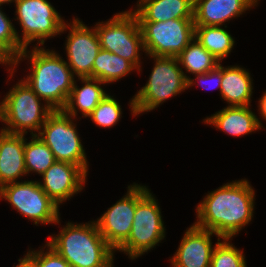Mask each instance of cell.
<instances>
[{"instance_id":"6da1fadb","label":"cell","mask_w":266,"mask_h":267,"mask_svg":"<svg viewBox=\"0 0 266 267\" xmlns=\"http://www.w3.org/2000/svg\"><path fill=\"white\" fill-rule=\"evenodd\" d=\"M254 194L246 179L222 185L197 205L194 225L212 231L218 239L232 238L252 220Z\"/></svg>"},{"instance_id":"7a4b0ae2","label":"cell","mask_w":266,"mask_h":267,"mask_svg":"<svg viewBox=\"0 0 266 267\" xmlns=\"http://www.w3.org/2000/svg\"><path fill=\"white\" fill-rule=\"evenodd\" d=\"M22 57L30 59L32 64L31 73L23 80L50 107L62 110L67 104L75 80L67 62L53 50L37 46L32 51L24 48L12 62L11 70H8L10 78L13 77L14 68L23 59Z\"/></svg>"},{"instance_id":"3957f363","label":"cell","mask_w":266,"mask_h":267,"mask_svg":"<svg viewBox=\"0 0 266 267\" xmlns=\"http://www.w3.org/2000/svg\"><path fill=\"white\" fill-rule=\"evenodd\" d=\"M58 235L48 237L54 248L71 267H113L114 250L100 234L95 221L68 222Z\"/></svg>"},{"instance_id":"277c9868","label":"cell","mask_w":266,"mask_h":267,"mask_svg":"<svg viewBox=\"0 0 266 267\" xmlns=\"http://www.w3.org/2000/svg\"><path fill=\"white\" fill-rule=\"evenodd\" d=\"M41 100L24 80L19 81L0 102V120L8 126L2 131L26 134V130H30L32 135H37L35 131L40 132L47 117L54 111L47 103L41 105Z\"/></svg>"},{"instance_id":"5b68a950","label":"cell","mask_w":266,"mask_h":267,"mask_svg":"<svg viewBox=\"0 0 266 267\" xmlns=\"http://www.w3.org/2000/svg\"><path fill=\"white\" fill-rule=\"evenodd\" d=\"M155 61L148 82L130 102L134 117L142 112H149L161 105L168 98L180 94L187 88V76L177 57L151 56Z\"/></svg>"},{"instance_id":"8992f818","label":"cell","mask_w":266,"mask_h":267,"mask_svg":"<svg viewBox=\"0 0 266 267\" xmlns=\"http://www.w3.org/2000/svg\"><path fill=\"white\" fill-rule=\"evenodd\" d=\"M155 197L146 186L136 184V211L130 236L118 249L132 260L154 248L165 238V227Z\"/></svg>"},{"instance_id":"52a82bcc","label":"cell","mask_w":266,"mask_h":267,"mask_svg":"<svg viewBox=\"0 0 266 267\" xmlns=\"http://www.w3.org/2000/svg\"><path fill=\"white\" fill-rule=\"evenodd\" d=\"M95 30L101 49L128 60L141 71L139 52L145 51L143 35L132 10L114 14L107 22L96 23Z\"/></svg>"},{"instance_id":"ba28073f","label":"cell","mask_w":266,"mask_h":267,"mask_svg":"<svg viewBox=\"0 0 266 267\" xmlns=\"http://www.w3.org/2000/svg\"><path fill=\"white\" fill-rule=\"evenodd\" d=\"M16 20L22 28L19 43L23 48L32 41H38L37 47L44 45L45 40L66 31V24L57 10L47 0H17ZM39 45V46H38Z\"/></svg>"},{"instance_id":"9c48e42d","label":"cell","mask_w":266,"mask_h":267,"mask_svg":"<svg viewBox=\"0 0 266 267\" xmlns=\"http://www.w3.org/2000/svg\"><path fill=\"white\" fill-rule=\"evenodd\" d=\"M71 119L63 110H54L37 135L50 148L56 161L78 165L88 173L86 153Z\"/></svg>"},{"instance_id":"30bf717a","label":"cell","mask_w":266,"mask_h":267,"mask_svg":"<svg viewBox=\"0 0 266 267\" xmlns=\"http://www.w3.org/2000/svg\"><path fill=\"white\" fill-rule=\"evenodd\" d=\"M146 55L177 57L194 39V18L139 21Z\"/></svg>"},{"instance_id":"8fae6325","label":"cell","mask_w":266,"mask_h":267,"mask_svg":"<svg viewBox=\"0 0 266 267\" xmlns=\"http://www.w3.org/2000/svg\"><path fill=\"white\" fill-rule=\"evenodd\" d=\"M0 198L7 200L34 224L59 223V205L40 187L38 181L13 182L0 188Z\"/></svg>"},{"instance_id":"7c38bea8","label":"cell","mask_w":266,"mask_h":267,"mask_svg":"<svg viewBox=\"0 0 266 267\" xmlns=\"http://www.w3.org/2000/svg\"><path fill=\"white\" fill-rule=\"evenodd\" d=\"M72 20L65 44L67 64L73 75L93 78V64L101 49L95 27L88 28L78 18Z\"/></svg>"},{"instance_id":"4fadbf2b","label":"cell","mask_w":266,"mask_h":267,"mask_svg":"<svg viewBox=\"0 0 266 267\" xmlns=\"http://www.w3.org/2000/svg\"><path fill=\"white\" fill-rule=\"evenodd\" d=\"M136 211V184L128 186L127 194L108 208L95 221L108 245L117 251L130 236Z\"/></svg>"},{"instance_id":"5bb4252c","label":"cell","mask_w":266,"mask_h":267,"mask_svg":"<svg viewBox=\"0 0 266 267\" xmlns=\"http://www.w3.org/2000/svg\"><path fill=\"white\" fill-rule=\"evenodd\" d=\"M41 176L40 187L60 205L83 189L87 173L78 165L55 161Z\"/></svg>"},{"instance_id":"9a60e30c","label":"cell","mask_w":266,"mask_h":267,"mask_svg":"<svg viewBox=\"0 0 266 267\" xmlns=\"http://www.w3.org/2000/svg\"><path fill=\"white\" fill-rule=\"evenodd\" d=\"M213 234L210 230L191 225L170 259L172 267H210L214 249L211 241Z\"/></svg>"},{"instance_id":"2e32d148","label":"cell","mask_w":266,"mask_h":267,"mask_svg":"<svg viewBox=\"0 0 266 267\" xmlns=\"http://www.w3.org/2000/svg\"><path fill=\"white\" fill-rule=\"evenodd\" d=\"M258 0H194V24L223 26L254 7Z\"/></svg>"},{"instance_id":"e0dca14e","label":"cell","mask_w":266,"mask_h":267,"mask_svg":"<svg viewBox=\"0 0 266 267\" xmlns=\"http://www.w3.org/2000/svg\"><path fill=\"white\" fill-rule=\"evenodd\" d=\"M25 134L0 131V188L27 175L24 161Z\"/></svg>"},{"instance_id":"ac0fdd59","label":"cell","mask_w":266,"mask_h":267,"mask_svg":"<svg viewBox=\"0 0 266 267\" xmlns=\"http://www.w3.org/2000/svg\"><path fill=\"white\" fill-rule=\"evenodd\" d=\"M232 136H242L262 128L249 106H227L203 120Z\"/></svg>"},{"instance_id":"d6986e66","label":"cell","mask_w":266,"mask_h":267,"mask_svg":"<svg viewBox=\"0 0 266 267\" xmlns=\"http://www.w3.org/2000/svg\"><path fill=\"white\" fill-rule=\"evenodd\" d=\"M132 12L138 21L194 18V0H139L137 9Z\"/></svg>"},{"instance_id":"ffe728a7","label":"cell","mask_w":266,"mask_h":267,"mask_svg":"<svg viewBox=\"0 0 266 267\" xmlns=\"http://www.w3.org/2000/svg\"><path fill=\"white\" fill-rule=\"evenodd\" d=\"M252 78L249 71L240 66H222L220 93L228 106H251L253 93Z\"/></svg>"},{"instance_id":"44dd1931","label":"cell","mask_w":266,"mask_h":267,"mask_svg":"<svg viewBox=\"0 0 266 267\" xmlns=\"http://www.w3.org/2000/svg\"><path fill=\"white\" fill-rule=\"evenodd\" d=\"M78 79L81 80L84 85L78 88L79 86L76 85V81L74 80L67 104L62 110L67 115L74 118L77 115V109H79L85 118L93 112L94 108L107 95V92L100 86L105 83L96 78L78 77Z\"/></svg>"},{"instance_id":"7402d4cb","label":"cell","mask_w":266,"mask_h":267,"mask_svg":"<svg viewBox=\"0 0 266 267\" xmlns=\"http://www.w3.org/2000/svg\"><path fill=\"white\" fill-rule=\"evenodd\" d=\"M134 69L137 68L128 60L100 49L93 64V78L109 84L118 81Z\"/></svg>"},{"instance_id":"603a6c76","label":"cell","mask_w":266,"mask_h":267,"mask_svg":"<svg viewBox=\"0 0 266 267\" xmlns=\"http://www.w3.org/2000/svg\"><path fill=\"white\" fill-rule=\"evenodd\" d=\"M195 38L220 62L230 54L235 41L221 26L195 25Z\"/></svg>"},{"instance_id":"cb8c5ba5","label":"cell","mask_w":266,"mask_h":267,"mask_svg":"<svg viewBox=\"0 0 266 267\" xmlns=\"http://www.w3.org/2000/svg\"><path fill=\"white\" fill-rule=\"evenodd\" d=\"M186 72L199 75L216 68L221 62L194 39L177 56Z\"/></svg>"},{"instance_id":"d4e9b609","label":"cell","mask_w":266,"mask_h":267,"mask_svg":"<svg viewBox=\"0 0 266 267\" xmlns=\"http://www.w3.org/2000/svg\"><path fill=\"white\" fill-rule=\"evenodd\" d=\"M30 142L25 138L24 161L27 174L31 171L42 175L56 160L50 148L38 135H32ZM27 142V143H26Z\"/></svg>"},{"instance_id":"484cf974","label":"cell","mask_w":266,"mask_h":267,"mask_svg":"<svg viewBox=\"0 0 266 267\" xmlns=\"http://www.w3.org/2000/svg\"><path fill=\"white\" fill-rule=\"evenodd\" d=\"M217 239L215 243L210 267H247L243 252L233 246L231 238Z\"/></svg>"},{"instance_id":"4316f807","label":"cell","mask_w":266,"mask_h":267,"mask_svg":"<svg viewBox=\"0 0 266 267\" xmlns=\"http://www.w3.org/2000/svg\"><path fill=\"white\" fill-rule=\"evenodd\" d=\"M0 6V51L11 61H15L24 49L19 43V34L9 17Z\"/></svg>"},{"instance_id":"83f0119b","label":"cell","mask_w":266,"mask_h":267,"mask_svg":"<svg viewBox=\"0 0 266 267\" xmlns=\"http://www.w3.org/2000/svg\"><path fill=\"white\" fill-rule=\"evenodd\" d=\"M121 106L116 99L107 94L88 116L99 127H112L121 116Z\"/></svg>"},{"instance_id":"f1b7e54d","label":"cell","mask_w":266,"mask_h":267,"mask_svg":"<svg viewBox=\"0 0 266 267\" xmlns=\"http://www.w3.org/2000/svg\"><path fill=\"white\" fill-rule=\"evenodd\" d=\"M47 251H28V253L38 262L39 267H71V265L48 243Z\"/></svg>"},{"instance_id":"f546056e","label":"cell","mask_w":266,"mask_h":267,"mask_svg":"<svg viewBox=\"0 0 266 267\" xmlns=\"http://www.w3.org/2000/svg\"><path fill=\"white\" fill-rule=\"evenodd\" d=\"M195 76H196V78H194V79L193 78L192 79L189 78L187 80V88H189L190 86L195 84L196 81H194V80L198 79L197 81L199 83H202V87H203V84H206V83H208L210 81L211 83L213 82L214 86L218 87L219 90H220L221 89V81H222V65L220 63L216 68L210 70L209 72H206V73H203V74H199V75H195ZM205 86H207V84ZM205 86H204L205 89H212L211 87L207 88ZM214 86H213V89H214Z\"/></svg>"},{"instance_id":"4dcf8cb0","label":"cell","mask_w":266,"mask_h":267,"mask_svg":"<svg viewBox=\"0 0 266 267\" xmlns=\"http://www.w3.org/2000/svg\"><path fill=\"white\" fill-rule=\"evenodd\" d=\"M18 261V265L13 267H39L38 262L28 252L24 258H21Z\"/></svg>"},{"instance_id":"1f68e13d","label":"cell","mask_w":266,"mask_h":267,"mask_svg":"<svg viewBox=\"0 0 266 267\" xmlns=\"http://www.w3.org/2000/svg\"><path fill=\"white\" fill-rule=\"evenodd\" d=\"M259 110L263 119L266 120V91L264 92L263 96L259 99Z\"/></svg>"},{"instance_id":"d6a6232c","label":"cell","mask_w":266,"mask_h":267,"mask_svg":"<svg viewBox=\"0 0 266 267\" xmlns=\"http://www.w3.org/2000/svg\"><path fill=\"white\" fill-rule=\"evenodd\" d=\"M0 64L12 66V62L0 51ZM11 64V65H10Z\"/></svg>"},{"instance_id":"836d02e7","label":"cell","mask_w":266,"mask_h":267,"mask_svg":"<svg viewBox=\"0 0 266 267\" xmlns=\"http://www.w3.org/2000/svg\"><path fill=\"white\" fill-rule=\"evenodd\" d=\"M16 1L17 0H0V6L3 5V4H7V3L9 4L11 2H14L15 3Z\"/></svg>"}]
</instances>
